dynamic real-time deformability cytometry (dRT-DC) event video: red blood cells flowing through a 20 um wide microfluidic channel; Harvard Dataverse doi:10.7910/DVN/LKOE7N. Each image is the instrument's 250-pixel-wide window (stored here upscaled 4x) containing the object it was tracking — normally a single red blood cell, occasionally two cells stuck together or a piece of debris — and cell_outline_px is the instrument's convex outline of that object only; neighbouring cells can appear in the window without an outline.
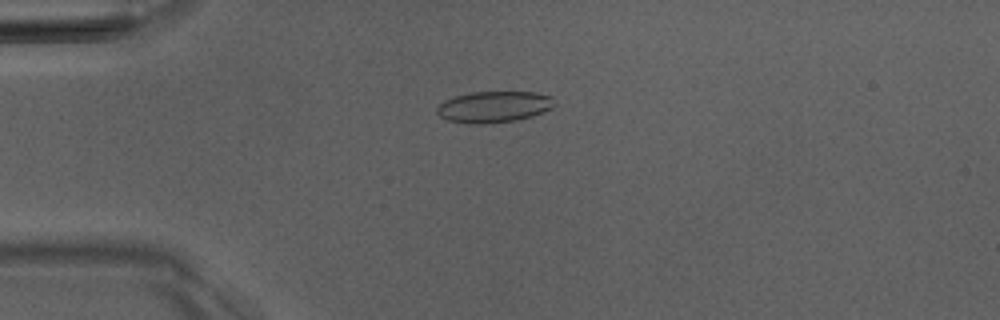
{"species": "Egyptian fruit bat (a non-hibernating species)", "species_latin": "Rousettus aegyptiacus", "temperature_condition": "room temperature", "stored_images_in_passage": 5, "camera_frame_rate_fps": 3000, "um_per_image_px": 0.085, "animal": {"sex": "male"}, "frame": {"image": 1, "passage_image": 4, "time_ms": 3.333, "image_size_px": [1000, 320], "cell_outline_px": [[556, 104], [552, 108], [532, 116], [516, 120], [480, 124], [472, 124], [448, 120], [440, 116], [436, 112], [436, 108], [444, 100], [452, 96], [472, 92], [536, 92], [552, 96]], "centroid_in_image_um": [41.98, 9.07], "position_along_channel_um": 43.0, "area_um2": 21.5}}